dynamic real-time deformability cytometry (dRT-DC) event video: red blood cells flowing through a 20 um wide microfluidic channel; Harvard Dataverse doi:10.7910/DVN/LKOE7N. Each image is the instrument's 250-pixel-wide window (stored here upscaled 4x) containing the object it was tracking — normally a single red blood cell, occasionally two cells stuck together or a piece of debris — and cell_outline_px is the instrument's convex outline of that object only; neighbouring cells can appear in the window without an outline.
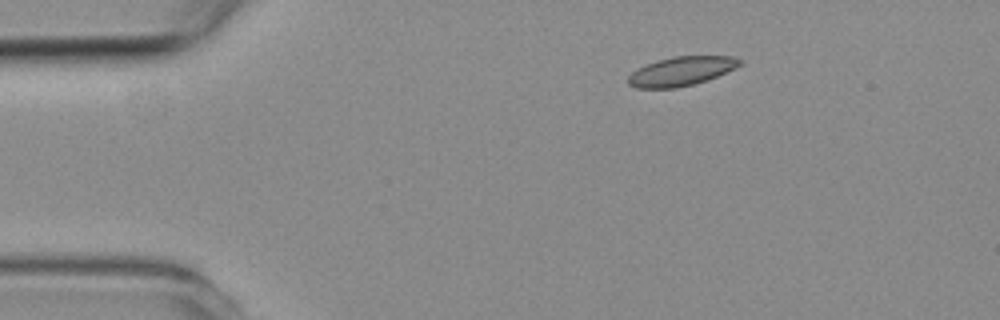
{"species": "common noctule bat (a hibernating species)", "species_latin": "Nyctalus noctula", "temperature_condition": "room temperature", "stored_images_in_passage": 3, "camera_frame_rate_fps": 3000, "um_per_image_px": 0.085, "animal": {"sex": "female", "body_mass_g": 19.3, "forearm_length_mm": 54.1}, "frame": {"image": 1, "passage_image": 1, "time_ms": 0.0, "image_size_px": [1000, 320], "cell_outline_px": [[744, 64], [708, 80], [676, 88], [636, 88], [628, 84], [628, 76], [636, 68], [672, 56], [732, 56], [744, 60]], "centroid_in_image_um": [57.94, 6.05], "position_along_channel_um": 27.1, "area_um2": 18.96}}
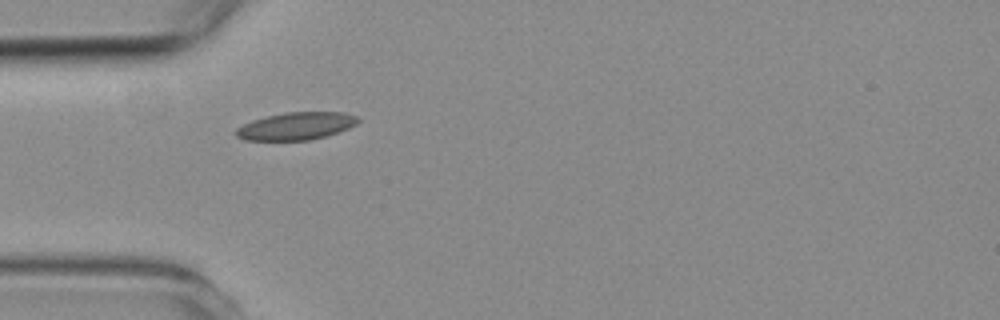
{"frame": {"image": 2, "passage_image": 2, "time_ms": 2.333, "image_size_px": [1000, 320], "cell_outline_px": [[360, 120], [356, 124], [348, 128], [324, 136], [308, 140], [244, 140], [236, 136], [236, 128], [252, 120], [284, 112], [344, 112], [356, 116]], "centroid_in_image_um": [25.16, 10.71], "position_along_channel_um": 59.8, "area_um2": 19.36}}
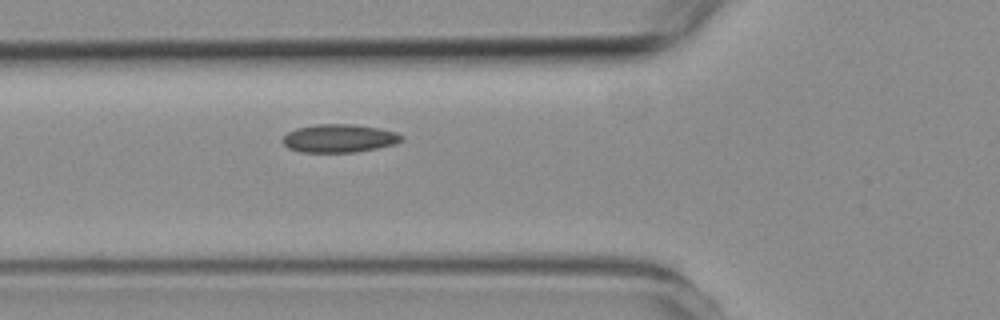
{"frame": {"image": 3, "passage_image": 3, "time_ms": 3.333, "image_size_px": [1000, 320], "cell_outline_px": [[404, 140], [396, 144], [356, 152], [300, 152], [288, 148], [280, 140], [288, 132], [296, 128], [316, 124], [352, 124], [380, 128], [396, 132], [404, 136]], "centroid_in_image_um": [28.84, 11.75], "position_along_channel_um": 97.0, "area_um2": 19.71}}